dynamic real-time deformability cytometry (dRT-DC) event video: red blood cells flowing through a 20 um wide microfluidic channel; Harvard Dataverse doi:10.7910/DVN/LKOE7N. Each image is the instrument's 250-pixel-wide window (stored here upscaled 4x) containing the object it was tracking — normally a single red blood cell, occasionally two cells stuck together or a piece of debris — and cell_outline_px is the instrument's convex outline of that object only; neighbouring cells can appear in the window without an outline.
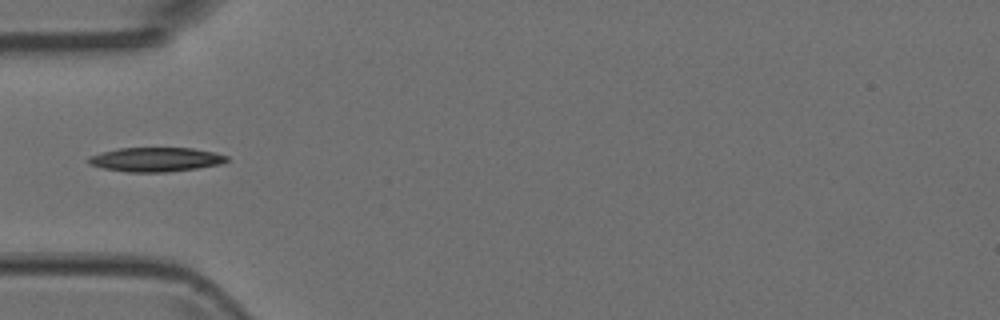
{"species": "Egyptian fruit bat (a non-hibernating species)", "species_latin": "Rousettus aegyptiacus", "temperature_condition": "room temperature", "stored_images_in_passage": 4, "camera_frame_rate_fps": 3000, "um_per_image_px": 0.085, "animal": {"sex": "female"}, "frame": {"image": 1, "passage_image": 4, "time_ms": 1.0, "image_size_px": [1000, 320], "cell_outline_px": [[228, 160], [220, 164], [196, 168], [168, 172], [128, 172], [104, 168], [88, 164], [88, 156], [120, 148], [192, 148], [216, 152], [228, 156]], "centroid_in_image_um": [13.26, 13.55], "position_along_channel_um": 71.7, "area_um2": 19.42}}